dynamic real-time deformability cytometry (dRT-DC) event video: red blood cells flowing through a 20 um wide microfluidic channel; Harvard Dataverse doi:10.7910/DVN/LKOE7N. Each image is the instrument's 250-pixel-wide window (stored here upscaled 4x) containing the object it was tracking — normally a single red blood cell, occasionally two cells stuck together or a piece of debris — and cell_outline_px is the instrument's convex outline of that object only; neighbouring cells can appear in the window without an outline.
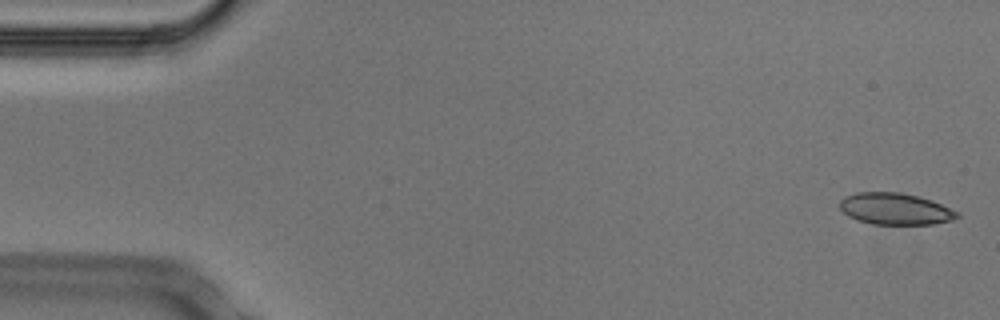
{"species": "Egyptian fruit bat (a non-hibernating species)", "species_latin": "Rousettus aegyptiacus", "temperature_condition": "cold", "stored_images_in_passage": 11, "camera_frame_rate_fps": 3000, "um_per_image_px": 0.085, "animal": {"sex": "male"}, "frame": {"image": 1, "passage_image": 2, "time_ms": 0.333, "image_size_px": [1000, 320], "cell_outline_px": [[960, 216], [952, 220], [932, 224], [872, 224], [856, 220], [848, 216], [840, 208], [840, 200], [844, 196], [856, 192], [900, 192], [932, 200], [960, 212]], "centroid_in_image_um": [76.09, 17.75], "position_along_channel_um": 8.9, "area_um2": 21.73}}